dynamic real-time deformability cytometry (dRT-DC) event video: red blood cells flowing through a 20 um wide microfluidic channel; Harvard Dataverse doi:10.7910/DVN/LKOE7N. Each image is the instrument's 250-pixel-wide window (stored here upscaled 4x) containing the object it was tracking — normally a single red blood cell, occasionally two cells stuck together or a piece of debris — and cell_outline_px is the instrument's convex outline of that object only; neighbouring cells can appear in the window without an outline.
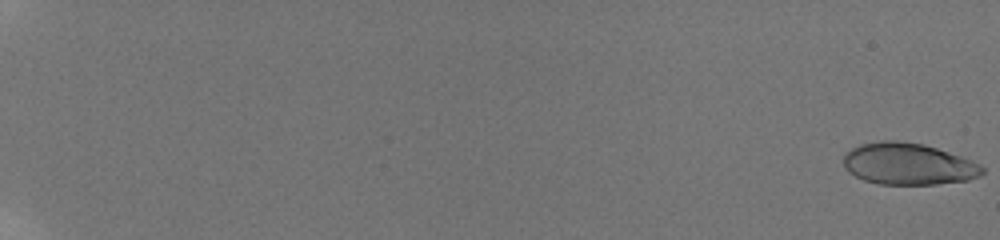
{"species": "human", "species_latin": "Homo sapiens", "temperature_condition": "room temperature", "stored_images_in_passage": 65, "camera_frame_rate_fps": 3000, "um_per_image_px": 0.085, "donor": {"sex": "male"}, "frame": {"image": 1, "passage_image": 1, "time_ms": 0.0, "image_size_px": [1000, 240], "cell_outline_px": [[984, 172], [980, 176], [968, 180], [936, 184], [880, 184], [864, 180], [848, 172], [844, 168], [844, 152], [860, 144], [880, 140], [896, 140], [924, 144], [972, 160], [980, 164], [984, 168]], "centroid_in_image_um": [77.19, 13.93], "position_along_channel_um": 7.8, "area_um2": 33.87}}
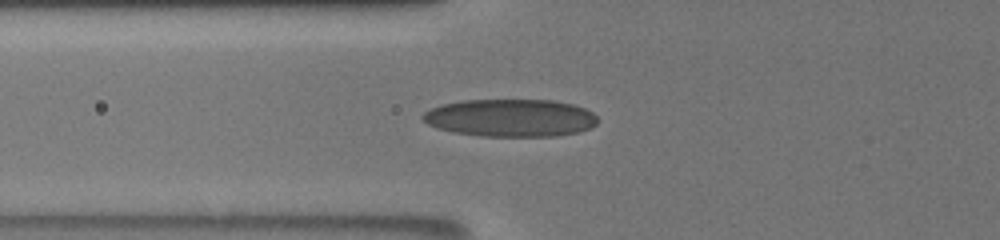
{"frame": {"image": 2, "passage_image": 30, "time_ms": 8.667, "image_size_px": [1000, 240], "cell_outline_px": [[600, 120], [592, 128], [580, 132], [556, 136], [480, 136], [452, 132], [428, 124], [420, 116], [424, 112], [440, 104], [460, 100], [552, 100], [572, 104], [584, 108], [592, 112]], "centroid_in_image_um": [43.41, 10.02], "position_along_channel_um": 82.4, "area_um2": 38.61}}
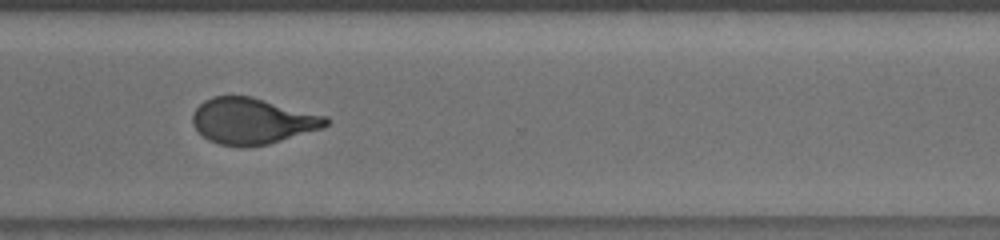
{"frame": {"image": 3, "passage_image": 51, "time_ms": 15.667, "image_size_px": [1000, 240], "cell_outline_px": [[332, 120], [324, 128], [268, 144], [244, 148], [220, 144], [208, 140], [192, 124], [192, 116], [196, 108], [204, 100], [212, 96], [252, 96], [328, 116]], "centroid_in_image_um": [21.49, 10.28], "position_along_channel_um": 349.1, "area_um2": 36.13}, "authors_computed_cell_mechanics": {"area_um2": 35.2002, "velocity_mm_per_s": 3.8212, "shape_relaxation_time_tau1_ms": 4.8807, "shape_relaxation_time_tau2_ms": 0.8429, "deformation_change_tau1": 0.1803, "deformation_change_tau2": 0.0723}}